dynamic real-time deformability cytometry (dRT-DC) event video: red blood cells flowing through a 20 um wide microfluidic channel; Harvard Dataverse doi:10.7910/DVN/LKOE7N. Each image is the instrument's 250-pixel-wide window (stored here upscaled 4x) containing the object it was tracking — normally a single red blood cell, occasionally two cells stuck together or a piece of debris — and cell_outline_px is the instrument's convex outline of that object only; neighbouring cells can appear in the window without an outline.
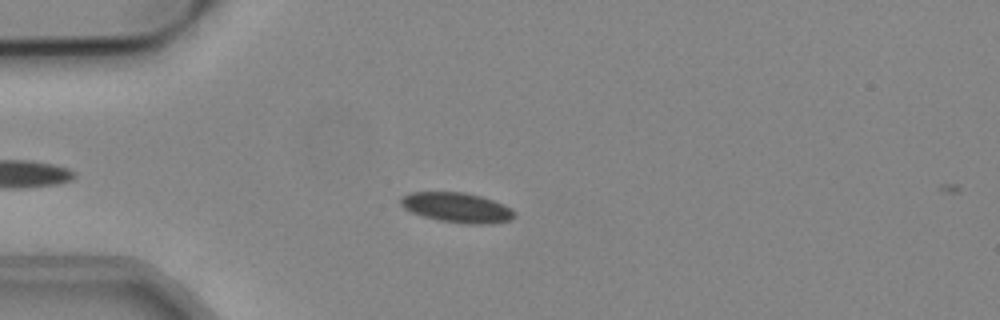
{"species": "common noctule bat (a hibernating species)", "species_latin": "Nyctalus noctula", "temperature_condition": "cold", "stored_images_in_passage": 10, "camera_frame_rate_fps": 3000, "um_per_image_px": 0.085, "animal": {"sex": "male", "body_mass_g": 19.2, "forearm_length_mm": 51.8}, "frame": {"image": 1, "passage_image": 9, "time_ms": 2.667, "image_size_px": [1000, 320], "cell_outline_px": [[516, 216], [512, 220], [492, 224], [464, 224], [440, 220], [424, 216], [412, 212], [404, 208], [400, 204], [400, 200], [404, 196], [412, 192], [464, 192], [480, 196], [504, 204], [516, 212]], "centroid_in_image_um": [38.9, 17.65], "position_along_channel_um": 46.1, "area_um2": 19.83}}